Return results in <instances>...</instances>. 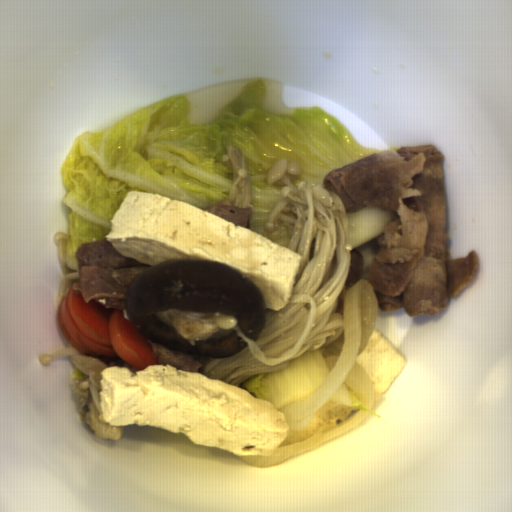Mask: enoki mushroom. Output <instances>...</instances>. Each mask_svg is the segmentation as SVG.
Returning a JSON list of instances; mask_svg holds the SVG:
<instances>
[{"label":"enoki mushroom","mask_w":512,"mask_h":512,"mask_svg":"<svg viewBox=\"0 0 512 512\" xmlns=\"http://www.w3.org/2000/svg\"><path fill=\"white\" fill-rule=\"evenodd\" d=\"M58 247V257L62 265L63 270V281L60 287L59 294L57 296V302L60 305L62 299L67 296L69 290L73 288V284L79 281L78 271L72 270L68 267L65 258V247L68 239V235L62 232H57L54 237Z\"/></svg>","instance_id":"enoki-mushroom-4"},{"label":"enoki mushroom","mask_w":512,"mask_h":512,"mask_svg":"<svg viewBox=\"0 0 512 512\" xmlns=\"http://www.w3.org/2000/svg\"><path fill=\"white\" fill-rule=\"evenodd\" d=\"M301 168L295 160L273 162L266 177L278 184L281 199L271 211L265 229L268 239H279L278 221L287 226L288 249L301 255L299 272L288 304L280 310L266 307V320L256 341L247 337L232 314L214 319L222 330H235L247 348L229 357H201L198 373L240 387L251 376L279 372L306 351L338 339L345 330L337 311L351 267V229L340 196L323 184L308 187L294 181Z\"/></svg>","instance_id":"enoki-mushroom-1"},{"label":"enoki mushroom","mask_w":512,"mask_h":512,"mask_svg":"<svg viewBox=\"0 0 512 512\" xmlns=\"http://www.w3.org/2000/svg\"><path fill=\"white\" fill-rule=\"evenodd\" d=\"M60 356L69 357L72 364L87 377L78 383L73 393L79 395L80 413L92 428L93 434L102 440H120L124 432L122 426L110 425L99 418L101 412L99 394L102 391L101 371L110 366L125 367L135 373L141 370L136 369L122 358L103 361L89 353H83L71 343L66 348H61L52 354H40L39 359L46 366Z\"/></svg>","instance_id":"enoki-mushroom-2"},{"label":"enoki mushroom","mask_w":512,"mask_h":512,"mask_svg":"<svg viewBox=\"0 0 512 512\" xmlns=\"http://www.w3.org/2000/svg\"><path fill=\"white\" fill-rule=\"evenodd\" d=\"M222 160L230 168L232 181L228 198L231 199L234 206L246 208L252 201V181L251 175L246 167L245 158L242 151L233 145L226 147V153L222 155Z\"/></svg>","instance_id":"enoki-mushroom-3"}]
</instances>
